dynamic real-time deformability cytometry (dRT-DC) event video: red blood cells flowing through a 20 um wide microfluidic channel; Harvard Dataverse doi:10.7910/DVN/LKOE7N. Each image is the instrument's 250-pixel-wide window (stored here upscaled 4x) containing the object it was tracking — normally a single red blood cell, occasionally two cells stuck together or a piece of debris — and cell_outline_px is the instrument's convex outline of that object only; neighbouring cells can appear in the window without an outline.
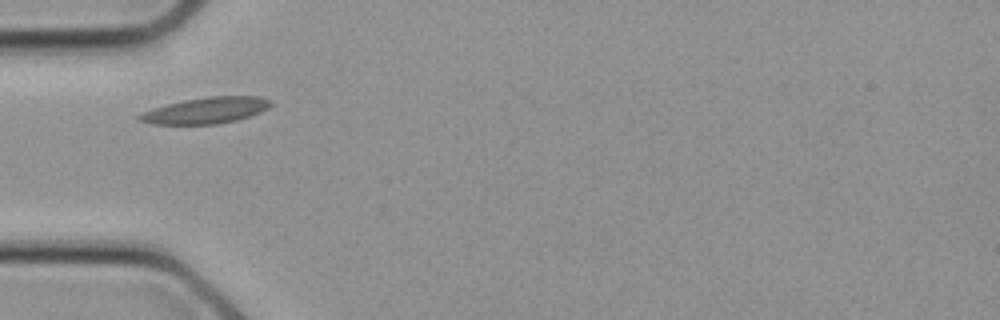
{"species": "common noctule bat (a hibernating species)", "species_latin": "Nyctalus noctula", "temperature_condition": "cold", "stored_images_in_passage": 12, "camera_frame_rate_fps": 3000, "um_per_image_px": 0.085, "animal": {"sex": "female", "body_mass_g": 21.9}, "frame": {"image": 1, "passage_image": 1, "time_ms": 0.0, "image_size_px": [1000, 320], "cell_outline_px": [[272, 104], [268, 108], [260, 112], [236, 120], [216, 124], [152, 124], [140, 120], [136, 116], [152, 108], [184, 100], [208, 96], [260, 96], [272, 100]], "centroid_in_image_um": [17.53, 9.38], "position_along_channel_um": 67.5, "area_um2": 19.94}}
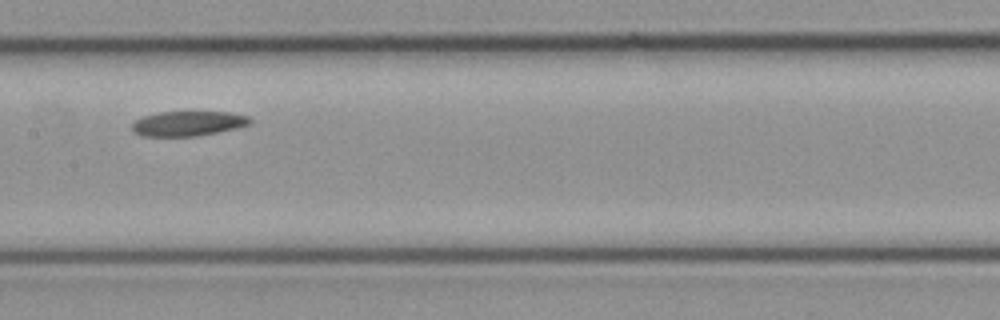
{"frame": {"image": 2, "passage_image": 6, "time_ms": 1.667, "image_size_px": [1000, 320], "cell_outline_px": [[252, 124], [236, 128], [196, 136], [140, 136], [132, 128], [132, 124], [136, 120], [144, 116], [160, 112], [232, 112], [248, 116], [252, 120]], "centroid_in_image_um": [16.02, 10.49], "position_along_channel_um": 191.4, "area_um2": 16.99}}
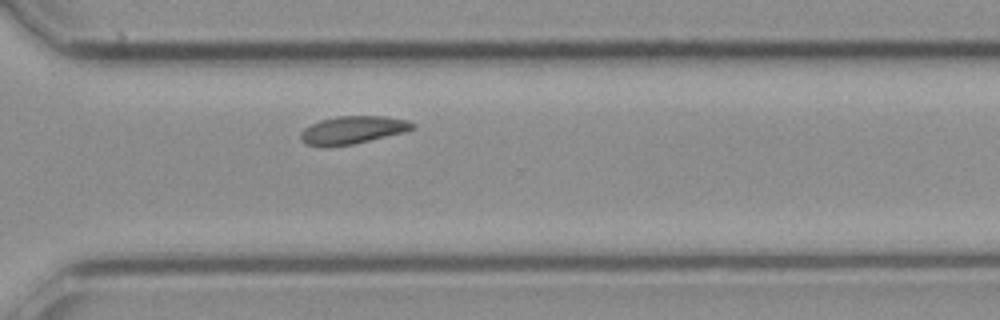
{"frame": {"image": 3, "passage_image": 12, "time_ms": 3.667, "image_size_px": [1000, 320], "cell_outline_px": [[416, 128], [404, 132], [352, 144], [328, 148], [320, 148], [304, 144], [300, 140], [300, 132], [304, 128], [320, 120], [336, 116], [384, 116], [408, 120], [416, 124]], "centroid_in_image_um": [29.93, 11.07], "position_along_channel_um": 340.7, "area_um2": 18.5}}